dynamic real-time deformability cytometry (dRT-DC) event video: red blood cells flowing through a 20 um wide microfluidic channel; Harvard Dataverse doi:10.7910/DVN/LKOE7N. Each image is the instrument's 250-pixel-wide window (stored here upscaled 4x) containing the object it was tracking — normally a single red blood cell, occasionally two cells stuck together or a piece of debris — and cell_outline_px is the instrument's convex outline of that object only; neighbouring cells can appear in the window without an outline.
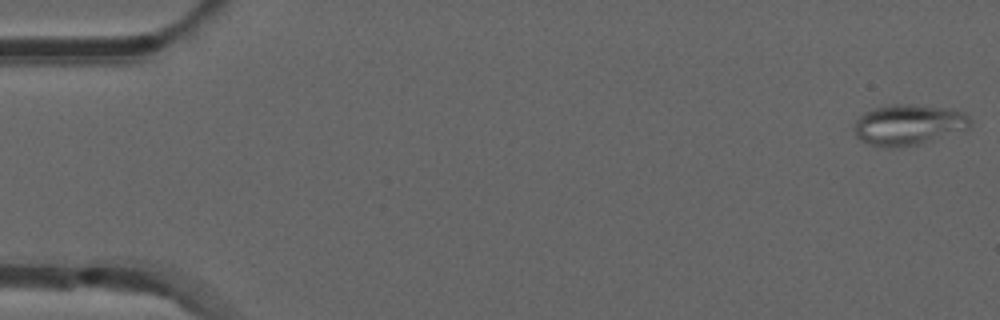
{"species": "common noctule bat (a hibernating species)", "species_latin": "Nyctalus noctula", "temperature_condition": "room temperature", "stored_images_in_passage": 52, "camera_frame_rate_fps": 3000, "um_per_image_px": 0.085, "animal": {"sex": "male", "forearm_length_mm": 52.5}, "frame": {"image": 1, "passage_image": 1, "time_ms": 0.0, "image_size_px": [1000, 320], "cell_outline_px": [[972, 124], [968, 128], [920, 144], [900, 148], [884, 148], [868, 144], [860, 140], [856, 136], [856, 120], [864, 112], [872, 108], [892, 104], [912, 104], [948, 108], [964, 112], [972, 120]], "centroid_in_image_um": [77.22, 10.61], "position_along_channel_um": 7.8, "area_um2": 27.69}}
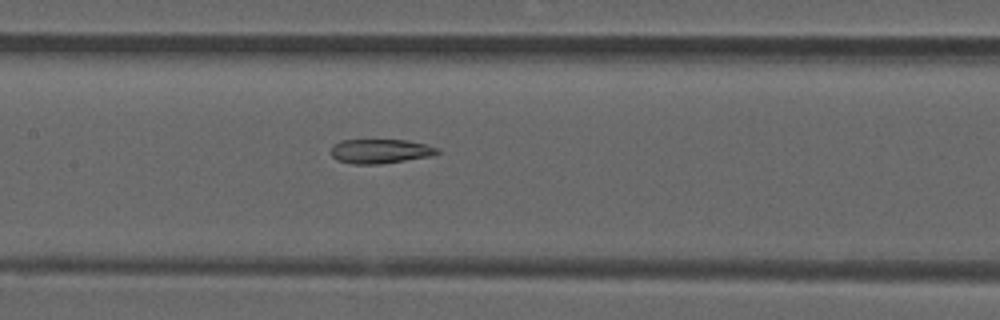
{"frame": {"image": 2, "passage_image": 25, "time_ms": 8.0, "image_size_px": [1000, 320], "cell_outline_px": [[440, 152], [432, 156], [380, 164], [352, 164], [336, 160], [332, 156], [332, 148], [340, 140], [408, 140], [440, 148]], "centroid_in_image_um": [32.35, 12.86], "position_along_channel_um": 175.0, "area_um2": 15.09}}
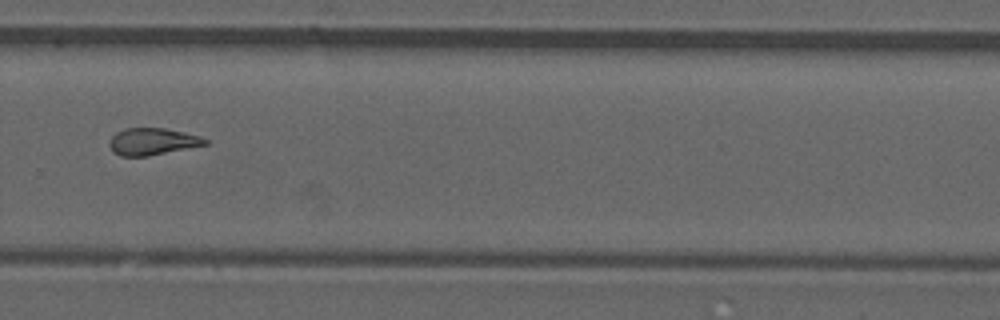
{"frame": {"image": 3, "passage_image": 36, "time_ms": 11.667, "image_size_px": [1000, 320], "cell_outline_px": [[208, 144], [148, 156], [120, 156], [112, 152], [108, 144], [108, 140], [116, 132], [124, 128], [164, 128], [184, 132], [200, 136], [208, 140]], "centroid_in_image_um": [12.91, 12.03], "position_along_channel_um": 316.9, "area_um2": 15.14}, "authors_computed_cell_mechanics": {"area_um2": 16.0395, "velocity_mm_per_s": 3.8821, "shape_relaxation_time_tau1_ms": null, "shape_relaxation_time_tau2_ms": 3.2765, "deformation_change_tau1": null, "deformation_change_tau2": 0.1241}}